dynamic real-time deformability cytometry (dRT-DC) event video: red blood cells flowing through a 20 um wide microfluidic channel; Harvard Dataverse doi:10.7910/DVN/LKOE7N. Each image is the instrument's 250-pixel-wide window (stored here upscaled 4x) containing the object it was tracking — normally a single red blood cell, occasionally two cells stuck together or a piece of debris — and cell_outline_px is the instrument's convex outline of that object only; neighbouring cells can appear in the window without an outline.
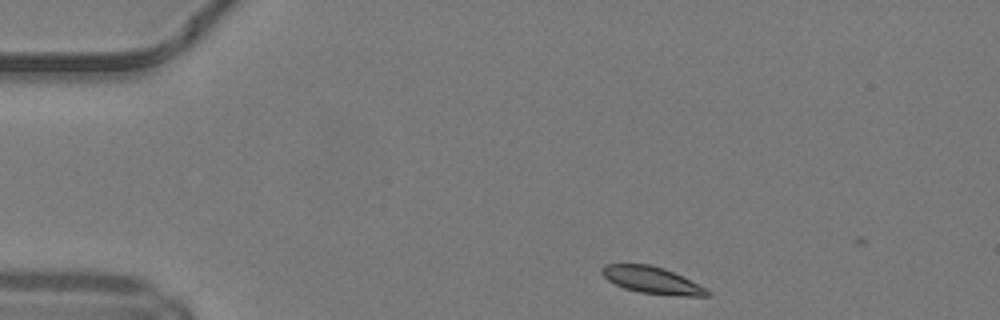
{"species": "common noctule bat (a hibernating species)", "species_latin": "Nyctalus noctula", "temperature_condition": "warm", "stored_images_in_passage": 7, "camera_frame_rate_fps": 3000, "um_per_image_px": 0.085, "animal": {"sex": "male", "body_mass_g": 19.2, "forearm_length_mm": 51.8}, "frame": {"image": 1, "passage_image": 1, "time_ms": 0.0, "image_size_px": [1000, 320], "cell_outline_px": [[708, 296], [680, 296], [640, 292], [624, 288], [608, 280], [600, 272], [600, 268], [604, 264], [648, 264], [664, 268], [708, 288]], "centroid_in_image_um": [55.41, 23.81], "position_along_channel_um": 29.6, "area_um2": 16.42}}